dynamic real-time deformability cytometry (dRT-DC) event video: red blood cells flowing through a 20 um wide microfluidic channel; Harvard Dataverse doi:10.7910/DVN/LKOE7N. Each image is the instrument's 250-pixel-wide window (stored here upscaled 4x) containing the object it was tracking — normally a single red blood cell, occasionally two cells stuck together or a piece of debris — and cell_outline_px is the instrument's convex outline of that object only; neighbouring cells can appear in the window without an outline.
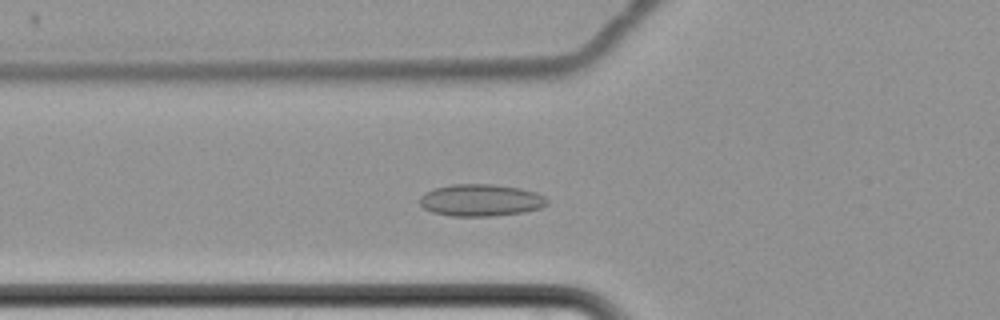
{"species": "common noctule bat (a hibernating species)", "species_latin": "Nyctalus noctula", "temperature_condition": "cold", "stored_images_in_passage": 5, "camera_frame_rate_fps": 3000, "um_per_image_px": 0.085, "animal": {"sex": "female", "body_mass_g": 22.7, "forearm_length_mm": 54.2}, "frame": {"image": 1, "passage_image": 5, "time_ms": 5.667, "image_size_px": [1000, 320], "cell_outline_px": [[548, 204], [540, 208], [524, 212], [496, 216], [452, 216], [432, 212], [424, 208], [420, 204], [420, 196], [436, 188], [452, 184], [492, 184], [520, 188], [536, 192], [544, 196], [548, 200]], "centroid_in_image_um": [40.9, 17.02], "position_along_channel_um": 84.9, "area_um2": 23.76}}